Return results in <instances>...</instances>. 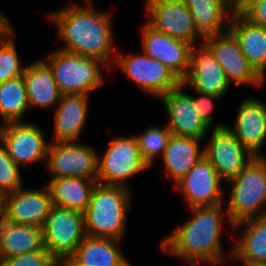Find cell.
I'll return each mask as SVG.
<instances>
[{"instance_id":"6da1fadb","label":"cell","mask_w":266,"mask_h":266,"mask_svg":"<svg viewBox=\"0 0 266 266\" xmlns=\"http://www.w3.org/2000/svg\"><path fill=\"white\" fill-rule=\"evenodd\" d=\"M93 4L75 2L50 13L48 18L64 44L60 50L98 59L110 70L117 54L112 13L96 10Z\"/></svg>"},{"instance_id":"7a4b0ae2","label":"cell","mask_w":266,"mask_h":266,"mask_svg":"<svg viewBox=\"0 0 266 266\" xmlns=\"http://www.w3.org/2000/svg\"><path fill=\"white\" fill-rule=\"evenodd\" d=\"M223 207L214 205L189 208L191 217L165 236L161 250L188 264L226 261L221 232L223 217L233 225Z\"/></svg>"},{"instance_id":"3957f363","label":"cell","mask_w":266,"mask_h":266,"mask_svg":"<svg viewBox=\"0 0 266 266\" xmlns=\"http://www.w3.org/2000/svg\"><path fill=\"white\" fill-rule=\"evenodd\" d=\"M131 200V188L97 183L83 212L86 235L123 241Z\"/></svg>"},{"instance_id":"277c9868","label":"cell","mask_w":266,"mask_h":266,"mask_svg":"<svg viewBox=\"0 0 266 266\" xmlns=\"http://www.w3.org/2000/svg\"><path fill=\"white\" fill-rule=\"evenodd\" d=\"M228 183L226 210L232 225L266 215V156L254 157Z\"/></svg>"},{"instance_id":"5b68a950","label":"cell","mask_w":266,"mask_h":266,"mask_svg":"<svg viewBox=\"0 0 266 266\" xmlns=\"http://www.w3.org/2000/svg\"><path fill=\"white\" fill-rule=\"evenodd\" d=\"M50 68L62 95H90L103 87L102 68L108 67L100 60L74 53L53 50L42 59Z\"/></svg>"},{"instance_id":"8992f818","label":"cell","mask_w":266,"mask_h":266,"mask_svg":"<svg viewBox=\"0 0 266 266\" xmlns=\"http://www.w3.org/2000/svg\"><path fill=\"white\" fill-rule=\"evenodd\" d=\"M149 169L134 135L114 137L105 153L98 155L97 183L130 188L127 180Z\"/></svg>"},{"instance_id":"52a82bcc","label":"cell","mask_w":266,"mask_h":266,"mask_svg":"<svg viewBox=\"0 0 266 266\" xmlns=\"http://www.w3.org/2000/svg\"><path fill=\"white\" fill-rule=\"evenodd\" d=\"M114 66L138 88L158 99L182 82L170 68L143 52L123 54L119 51Z\"/></svg>"},{"instance_id":"ba28073f","label":"cell","mask_w":266,"mask_h":266,"mask_svg":"<svg viewBox=\"0 0 266 266\" xmlns=\"http://www.w3.org/2000/svg\"><path fill=\"white\" fill-rule=\"evenodd\" d=\"M44 247L56 259L71 257L85 239L83 212L52 206L42 227Z\"/></svg>"},{"instance_id":"9c48e42d","label":"cell","mask_w":266,"mask_h":266,"mask_svg":"<svg viewBox=\"0 0 266 266\" xmlns=\"http://www.w3.org/2000/svg\"><path fill=\"white\" fill-rule=\"evenodd\" d=\"M98 152L80 141L51 142L46 170L51 178L78 177L97 180Z\"/></svg>"},{"instance_id":"30bf717a","label":"cell","mask_w":266,"mask_h":266,"mask_svg":"<svg viewBox=\"0 0 266 266\" xmlns=\"http://www.w3.org/2000/svg\"><path fill=\"white\" fill-rule=\"evenodd\" d=\"M44 134L42 128L30 120L0 125V142L20 167L42 161L46 165L51 142Z\"/></svg>"},{"instance_id":"8fae6325","label":"cell","mask_w":266,"mask_h":266,"mask_svg":"<svg viewBox=\"0 0 266 266\" xmlns=\"http://www.w3.org/2000/svg\"><path fill=\"white\" fill-rule=\"evenodd\" d=\"M145 5L146 23L155 31L193 46L203 43L201 40L198 42L192 14L183 0H146Z\"/></svg>"},{"instance_id":"7c38bea8","label":"cell","mask_w":266,"mask_h":266,"mask_svg":"<svg viewBox=\"0 0 266 266\" xmlns=\"http://www.w3.org/2000/svg\"><path fill=\"white\" fill-rule=\"evenodd\" d=\"M222 179L216 169L205 157L173 187L186 201L188 208L199 206L224 205L225 194L223 191Z\"/></svg>"},{"instance_id":"4fadbf2b","label":"cell","mask_w":266,"mask_h":266,"mask_svg":"<svg viewBox=\"0 0 266 266\" xmlns=\"http://www.w3.org/2000/svg\"><path fill=\"white\" fill-rule=\"evenodd\" d=\"M210 140L203 145V154L226 182L236 177L255 157L227 128L211 129Z\"/></svg>"},{"instance_id":"5bb4252c","label":"cell","mask_w":266,"mask_h":266,"mask_svg":"<svg viewBox=\"0 0 266 266\" xmlns=\"http://www.w3.org/2000/svg\"><path fill=\"white\" fill-rule=\"evenodd\" d=\"M223 68L227 81L237 85L262 87L265 80L254 70L241 51L240 44L228 30L203 42Z\"/></svg>"},{"instance_id":"9a60e30c","label":"cell","mask_w":266,"mask_h":266,"mask_svg":"<svg viewBox=\"0 0 266 266\" xmlns=\"http://www.w3.org/2000/svg\"><path fill=\"white\" fill-rule=\"evenodd\" d=\"M184 90L180 85L159 98L168 115L165 125L173 135L204 141L211 129L200 118L192 97Z\"/></svg>"},{"instance_id":"2e32d148","label":"cell","mask_w":266,"mask_h":266,"mask_svg":"<svg viewBox=\"0 0 266 266\" xmlns=\"http://www.w3.org/2000/svg\"><path fill=\"white\" fill-rule=\"evenodd\" d=\"M140 31L142 52L166 65L183 81L189 71L193 45L155 31L146 22Z\"/></svg>"},{"instance_id":"e0dca14e","label":"cell","mask_w":266,"mask_h":266,"mask_svg":"<svg viewBox=\"0 0 266 266\" xmlns=\"http://www.w3.org/2000/svg\"><path fill=\"white\" fill-rule=\"evenodd\" d=\"M183 88L225 97L230 83L223 68L217 63L210 49L204 44L192 47L190 66L186 78L181 82Z\"/></svg>"},{"instance_id":"ac0fdd59","label":"cell","mask_w":266,"mask_h":266,"mask_svg":"<svg viewBox=\"0 0 266 266\" xmlns=\"http://www.w3.org/2000/svg\"><path fill=\"white\" fill-rule=\"evenodd\" d=\"M227 128L255 157H265L261 150L266 140V102L253 96L244 97L236 115L235 125Z\"/></svg>"},{"instance_id":"d6986e66","label":"cell","mask_w":266,"mask_h":266,"mask_svg":"<svg viewBox=\"0 0 266 266\" xmlns=\"http://www.w3.org/2000/svg\"><path fill=\"white\" fill-rule=\"evenodd\" d=\"M52 206L50 191L46 185L38 189L21 187L7 194L4 219L14 224L42 228Z\"/></svg>"},{"instance_id":"ffe728a7","label":"cell","mask_w":266,"mask_h":266,"mask_svg":"<svg viewBox=\"0 0 266 266\" xmlns=\"http://www.w3.org/2000/svg\"><path fill=\"white\" fill-rule=\"evenodd\" d=\"M90 95H62L55 107L52 142L80 141L88 120Z\"/></svg>"},{"instance_id":"44dd1931","label":"cell","mask_w":266,"mask_h":266,"mask_svg":"<svg viewBox=\"0 0 266 266\" xmlns=\"http://www.w3.org/2000/svg\"><path fill=\"white\" fill-rule=\"evenodd\" d=\"M231 228L243 229L227 253L233 263H266V215L236 223Z\"/></svg>"},{"instance_id":"7402d4cb","label":"cell","mask_w":266,"mask_h":266,"mask_svg":"<svg viewBox=\"0 0 266 266\" xmlns=\"http://www.w3.org/2000/svg\"><path fill=\"white\" fill-rule=\"evenodd\" d=\"M192 14L196 34L204 42L229 30L233 9L226 0H183Z\"/></svg>"},{"instance_id":"603a6c76","label":"cell","mask_w":266,"mask_h":266,"mask_svg":"<svg viewBox=\"0 0 266 266\" xmlns=\"http://www.w3.org/2000/svg\"><path fill=\"white\" fill-rule=\"evenodd\" d=\"M229 31L238 40L241 51L250 65L266 80V28L251 23L242 15L233 13Z\"/></svg>"},{"instance_id":"cb8c5ba5","label":"cell","mask_w":266,"mask_h":266,"mask_svg":"<svg viewBox=\"0 0 266 266\" xmlns=\"http://www.w3.org/2000/svg\"><path fill=\"white\" fill-rule=\"evenodd\" d=\"M204 141L200 139L171 135L168 145L162 155L165 174L175 185L204 156Z\"/></svg>"},{"instance_id":"d4e9b609","label":"cell","mask_w":266,"mask_h":266,"mask_svg":"<svg viewBox=\"0 0 266 266\" xmlns=\"http://www.w3.org/2000/svg\"><path fill=\"white\" fill-rule=\"evenodd\" d=\"M23 78L30 108L55 109L62 93L57 87L51 68L43 60H35L27 65Z\"/></svg>"},{"instance_id":"484cf974","label":"cell","mask_w":266,"mask_h":266,"mask_svg":"<svg viewBox=\"0 0 266 266\" xmlns=\"http://www.w3.org/2000/svg\"><path fill=\"white\" fill-rule=\"evenodd\" d=\"M121 242L86 236L71 257L82 266H132L120 246Z\"/></svg>"},{"instance_id":"4316f807","label":"cell","mask_w":266,"mask_h":266,"mask_svg":"<svg viewBox=\"0 0 266 266\" xmlns=\"http://www.w3.org/2000/svg\"><path fill=\"white\" fill-rule=\"evenodd\" d=\"M44 248L42 228L14 224L5 219L0 221V253L8 258Z\"/></svg>"},{"instance_id":"83f0119b","label":"cell","mask_w":266,"mask_h":266,"mask_svg":"<svg viewBox=\"0 0 266 266\" xmlns=\"http://www.w3.org/2000/svg\"><path fill=\"white\" fill-rule=\"evenodd\" d=\"M46 183L53 206L84 212L97 180L78 177L50 178Z\"/></svg>"},{"instance_id":"f1b7e54d","label":"cell","mask_w":266,"mask_h":266,"mask_svg":"<svg viewBox=\"0 0 266 266\" xmlns=\"http://www.w3.org/2000/svg\"><path fill=\"white\" fill-rule=\"evenodd\" d=\"M29 108L23 76L0 83L1 124L24 121V115Z\"/></svg>"},{"instance_id":"f546056e","label":"cell","mask_w":266,"mask_h":266,"mask_svg":"<svg viewBox=\"0 0 266 266\" xmlns=\"http://www.w3.org/2000/svg\"><path fill=\"white\" fill-rule=\"evenodd\" d=\"M172 133L169 128L164 125L150 126L144 132L135 134L140 154L143 160L151 168L158 155H163Z\"/></svg>"},{"instance_id":"4dcf8cb0","label":"cell","mask_w":266,"mask_h":266,"mask_svg":"<svg viewBox=\"0 0 266 266\" xmlns=\"http://www.w3.org/2000/svg\"><path fill=\"white\" fill-rule=\"evenodd\" d=\"M15 32L0 39V83L23 76L26 66H22L15 45Z\"/></svg>"},{"instance_id":"1f68e13d","label":"cell","mask_w":266,"mask_h":266,"mask_svg":"<svg viewBox=\"0 0 266 266\" xmlns=\"http://www.w3.org/2000/svg\"><path fill=\"white\" fill-rule=\"evenodd\" d=\"M20 169L0 142V189L6 194L23 187Z\"/></svg>"},{"instance_id":"d6a6232c","label":"cell","mask_w":266,"mask_h":266,"mask_svg":"<svg viewBox=\"0 0 266 266\" xmlns=\"http://www.w3.org/2000/svg\"><path fill=\"white\" fill-rule=\"evenodd\" d=\"M189 89L190 91L193 92L192 94L190 93V96L192 97L193 103L196 105V110L198 111V115L204 121V123L210 129H220V128L227 127V124H224V123L222 124L216 123L212 125L214 121H213V116L211 113L213 112L215 108L214 100L218 101L219 99H222L223 97L195 91L191 87H189Z\"/></svg>"},{"instance_id":"836d02e7","label":"cell","mask_w":266,"mask_h":266,"mask_svg":"<svg viewBox=\"0 0 266 266\" xmlns=\"http://www.w3.org/2000/svg\"><path fill=\"white\" fill-rule=\"evenodd\" d=\"M55 260L44 247L34 252L3 258L1 266H50Z\"/></svg>"},{"instance_id":"e575fe53","label":"cell","mask_w":266,"mask_h":266,"mask_svg":"<svg viewBox=\"0 0 266 266\" xmlns=\"http://www.w3.org/2000/svg\"><path fill=\"white\" fill-rule=\"evenodd\" d=\"M244 17L251 23L266 28V0L254 5Z\"/></svg>"},{"instance_id":"d590c367","label":"cell","mask_w":266,"mask_h":266,"mask_svg":"<svg viewBox=\"0 0 266 266\" xmlns=\"http://www.w3.org/2000/svg\"><path fill=\"white\" fill-rule=\"evenodd\" d=\"M264 0H242L234 9V14L244 16L254 5H257Z\"/></svg>"},{"instance_id":"8d00e7d4","label":"cell","mask_w":266,"mask_h":266,"mask_svg":"<svg viewBox=\"0 0 266 266\" xmlns=\"http://www.w3.org/2000/svg\"><path fill=\"white\" fill-rule=\"evenodd\" d=\"M11 25L10 19L0 10V39L14 31Z\"/></svg>"},{"instance_id":"74e56055","label":"cell","mask_w":266,"mask_h":266,"mask_svg":"<svg viewBox=\"0 0 266 266\" xmlns=\"http://www.w3.org/2000/svg\"><path fill=\"white\" fill-rule=\"evenodd\" d=\"M6 197L7 194L0 189V221L4 219L6 213Z\"/></svg>"},{"instance_id":"f35d334b","label":"cell","mask_w":266,"mask_h":266,"mask_svg":"<svg viewBox=\"0 0 266 266\" xmlns=\"http://www.w3.org/2000/svg\"><path fill=\"white\" fill-rule=\"evenodd\" d=\"M61 261L63 266H82L79 265L72 257L64 258Z\"/></svg>"},{"instance_id":"ab89813d","label":"cell","mask_w":266,"mask_h":266,"mask_svg":"<svg viewBox=\"0 0 266 266\" xmlns=\"http://www.w3.org/2000/svg\"><path fill=\"white\" fill-rule=\"evenodd\" d=\"M222 263H225V262H217V263H202V265H206V266H207V265H208V266H209V265H210V266H211V265H212V266H219V265H220V266H221ZM190 266H201V265H200V263H190Z\"/></svg>"},{"instance_id":"60d3db41","label":"cell","mask_w":266,"mask_h":266,"mask_svg":"<svg viewBox=\"0 0 266 266\" xmlns=\"http://www.w3.org/2000/svg\"><path fill=\"white\" fill-rule=\"evenodd\" d=\"M242 0H226L227 4L234 9Z\"/></svg>"},{"instance_id":"b9f144b4","label":"cell","mask_w":266,"mask_h":266,"mask_svg":"<svg viewBox=\"0 0 266 266\" xmlns=\"http://www.w3.org/2000/svg\"><path fill=\"white\" fill-rule=\"evenodd\" d=\"M242 266H266V263H241Z\"/></svg>"},{"instance_id":"7bdbcfd3","label":"cell","mask_w":266,"mask_h":266,"mask_svg":"<svg viewBox=\"0 0 266 266\" xmlns=\"http://www.w3.org/2000/svg\"><path fill=\"white\" fill-rule=\"evenodd\" d=\"M50 266H63V263L61 260H55Z\"/></svg>"},{"instance_id":"ee69618b","label":"cell","mask_w":266,"mask_h":266,"mask_svg":"<svg viewBox=\"0 0 266 266\" xmlns=\"http://www.w3.org/2000/svg\"><path fill=\"white\" fill-rule=\"evenodd\" d=\"M82 2H84V4H87V3H91L93 1L92 0H82Z\"/></svg>"},{"instance_id":"f6af8a7d","label":"cell","mask_w":266,"mask_h":266,"mask_svg":"<svg viewBox=\"0 0 266 266\" xmlns=\"http://www.w3.org/2000/svg\"><path fill=\"white\" fill-rule=\"evenodd\" d=\"M2 264V257H1V253H0V266Z\"/></svg>"}]
</instances>
